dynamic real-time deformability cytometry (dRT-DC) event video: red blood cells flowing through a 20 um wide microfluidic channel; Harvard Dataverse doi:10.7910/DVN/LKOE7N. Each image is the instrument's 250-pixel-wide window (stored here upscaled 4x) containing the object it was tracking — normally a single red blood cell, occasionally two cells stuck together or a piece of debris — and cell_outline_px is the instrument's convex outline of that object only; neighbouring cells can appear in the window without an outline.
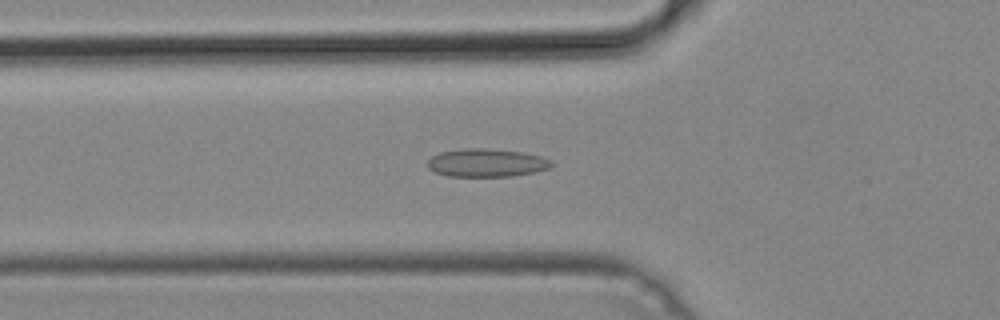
{"species": "common noctule bat (a hibernating species)", "species_latin": "Nyctalus noctula", "temperature_condition": "cold", "stored_images_in_passage": 51, "camera_frame_rate_fps": 3000, "um_per_image_px": 0.085, "animal": {"sex": "male", "body_mass_g": 19.2, "forearm_length_mm": 51.8}, "frame": {"image": 1, "passage_image": 18, "time_ms": 5.667, "image_size_px": [1000, 320], "cell_outline_px": [[552, 164], [548, 168], [532, 172], [512, 176], [448, 176], [436, 172], [428, 168], [428, 160], [432, 156], [440, 152], [464, 148], [488, 148], [520, 152], [540, 156], [552, 160]], "centroid_in_image_um": [41.33, 13.83], "position_along_channel_um": 84.5, "area_um2": 20.11}}
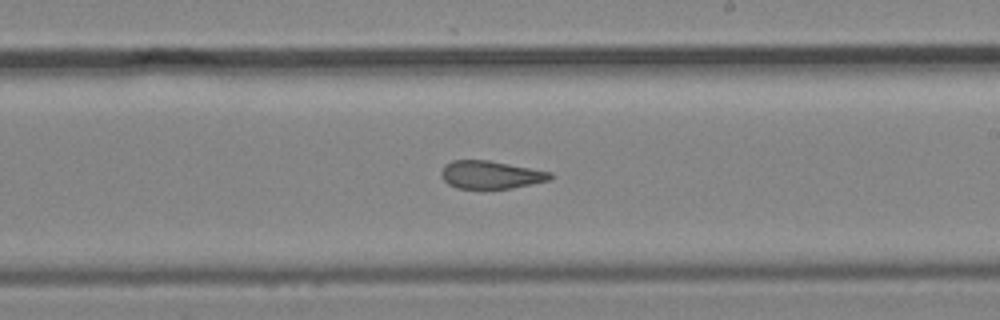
{"frame": {"image": 2, "passage_image": 30, "time_ms": 9.667, "image_size_px": [1000, 320], "cell_outline_px": [[552, 176], [548, 180], [512, 188], [456, 188], [448, 184], [440, 176], [440, 172], [444, 164], [452, 160], [488, 160], [552, 172]], "centroid_in_image_um": [41.65, 14.84], "position_along_channel_um": 247.3, "area_um2": 17.63}}
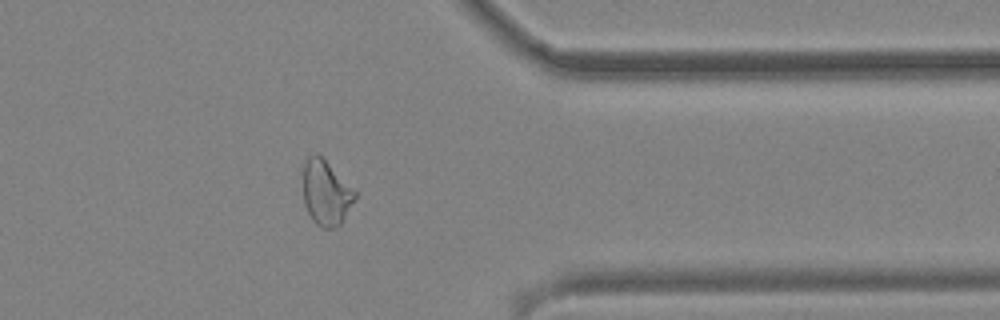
{"frame": {"image": 3, "passage_image": 41, "time_ms": 13.333, "image_size_px": [1000, 320], "cell_outline_px": [[356, 200], [340, 224], [332, 228], [320, 228], [312, 220], [304, 204], [304, 164], [308, 156], [316, 152], [356, 192]], "centroid_in_image_um": [27.7, 16.42], "position_along_channel_um": 383.7, "area_um2": 19.31}}